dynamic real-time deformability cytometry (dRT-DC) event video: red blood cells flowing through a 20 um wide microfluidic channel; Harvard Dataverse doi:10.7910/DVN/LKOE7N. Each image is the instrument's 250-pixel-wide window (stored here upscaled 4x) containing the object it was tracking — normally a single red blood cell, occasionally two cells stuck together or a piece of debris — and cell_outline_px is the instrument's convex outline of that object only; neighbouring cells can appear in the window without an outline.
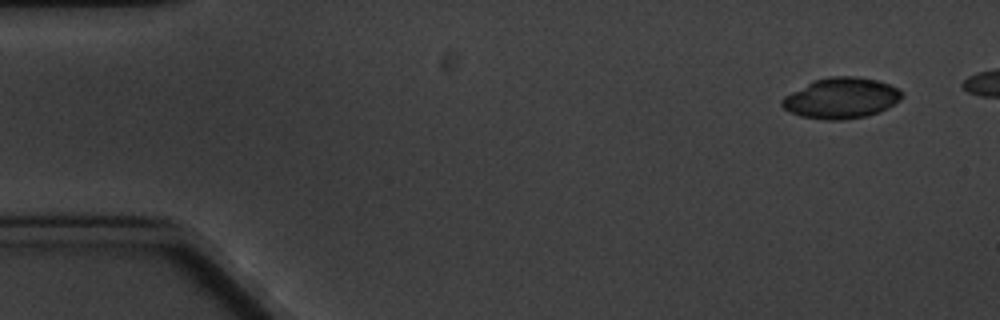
{"species": "common noctule bat (a hibernating species)", "species_latin": "Nyctalus noctula", "temperature_condition": "cold", "stored_images_in_passage": 6, "camera_frame_rate_fps": 3000, "um_per_image_px": 0.085, "animal": {"sex": "male", "body_mass_g": 20.1, "forearm_length_mm": 53.5}, "frame": {"image": 1, "passage_image": 1, "time_ms": 0.0, "image_size_px": [1000, 320], "cell_outline_px": [[900, 100], [880, 112], [868, 116], [844, 120], [824, 120], [800, 116], [784, 108], [780, 104], [780, 100], [784, 96], [812, 80], [828, 76], [856, 76], [876, 80], [888, 84], [896, 88], [900, 92]], "centroid_in_image_um": [71.46, 8.34], "position_along_channel_um": 13.5, "area_um2": 28.5}}